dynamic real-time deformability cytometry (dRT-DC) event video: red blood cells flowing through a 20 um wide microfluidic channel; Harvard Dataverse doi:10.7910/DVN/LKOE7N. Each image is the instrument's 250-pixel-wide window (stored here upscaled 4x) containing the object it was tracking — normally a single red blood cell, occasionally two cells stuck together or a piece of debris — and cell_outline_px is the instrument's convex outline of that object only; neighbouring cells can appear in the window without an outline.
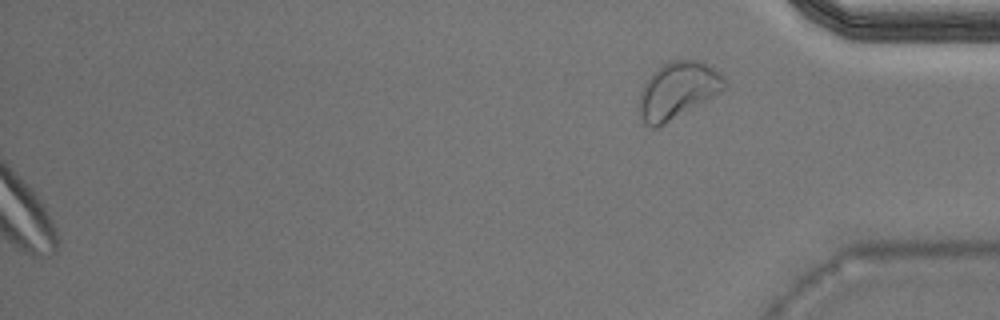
{"species": "Egyptian fruit bat (a non-hibernating species)", "species_latin": "Rousettus aegyptiacus", "temperature_condition": "warm", "stored_images_in_passage": 43, "camera_frame_rate_fps": 3000, "um_per_image_px": 0.085, "animal": {"sex": "male"}, "frame": {"image": 1, "passage_image": 43, "time_ms": 14.0, "image_size_px": [1000, 320], "cell_outline_px": [[728, 88], [656, 128], [652, 128], [644, 124], [636, 112], [640, 92], [644, 84], [652, 72], [664, 64], [672, 60], [700, 60], [720, 72], [724, 76], [728, 84]], "centroid_in_image_um": [57.59, 7.68], "position_along_channel_um": 377.6, "area_um2": 28.38}}